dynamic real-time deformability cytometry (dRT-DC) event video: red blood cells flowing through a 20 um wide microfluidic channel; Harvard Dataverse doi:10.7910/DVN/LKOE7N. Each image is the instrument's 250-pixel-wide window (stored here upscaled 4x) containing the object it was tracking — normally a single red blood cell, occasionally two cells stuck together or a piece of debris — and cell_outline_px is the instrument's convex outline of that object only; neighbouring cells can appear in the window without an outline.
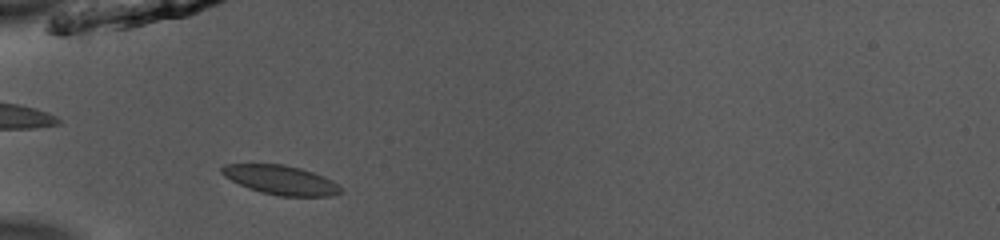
{"species": "common noctule bat (a hibernating species)", "species_latin": "Nyctalus noctula", "temperature_condition": "room temperature", "stored_images_in_passage": 39, "camera_frame_rate_fps": 3000, "um_per_image_px": 0.085, "animal": {"sex": "male", "body_mass_g": 13.0, "forearm_length_mm": 53.1}, "frame": {"image": 1, "passage_image": 5, "time_ms": 1.333, "image_size_px": [1000, 240], "cell_outline_px": [[344, 192], [332, 196], [280, 196], [260, 192], [248, 188], [224, 176], [220, 172], [220, 168], [224, 164], [284, 164], [300, 168], [324, 176], [332, 180], [344, 188]], "centroid_in_image_um": [23.9, 15.3], "position_along_channel_um": 61.1, "area_um2": 20.4}}
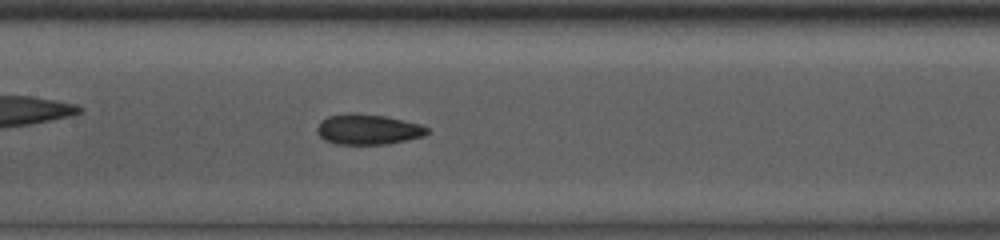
{"frame": {"image": 2, "passage_image": 14, "time_ms": 4.333, "image_size_px": [1000, 240], "cell_outline_px": [[428, 132], [424, 136], [388, 144], [336, 144], [324, 140], [316, 132], [316, 128], [320, 120], [328, 116], [348, 112], [356, 112], [388, 116], [420, 124], [428, 128]], "centroid_in_image_um": [31.24, 10.98], "position_along_channel_um": 176.2, "area_um2": 19.83}}
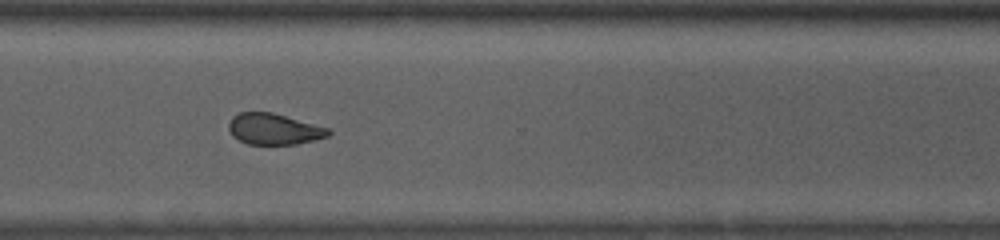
{"frame": {"image": 3, "passage_image": 27, "time_ms": 8.667, "image_size_px": [1000, 240], "cell_outline_px": [[332, 132], [328, 136], [316, 140], [296, 144], [248, 144], [232, 136], [228, 128], [228, 124], [232, 116], [240, 112], [272, 112], [328, 128]], "centroid_in_image_um": [23.27, 10.97], "position_along_channel_um": 347.3, "area_um2": 18.03}, "authors_computed_cell_mechanics": {"area_um2": 19.4208, "velocity_mm_per_s": 3.9654, "shape_relaxation_time_tau1_ms": 5.2932, "shape_relaxation_time_tau2_ms": 2.1562, "deformation_change_tau1": 0.1091, "deformation_change_tau2": 0.063}}